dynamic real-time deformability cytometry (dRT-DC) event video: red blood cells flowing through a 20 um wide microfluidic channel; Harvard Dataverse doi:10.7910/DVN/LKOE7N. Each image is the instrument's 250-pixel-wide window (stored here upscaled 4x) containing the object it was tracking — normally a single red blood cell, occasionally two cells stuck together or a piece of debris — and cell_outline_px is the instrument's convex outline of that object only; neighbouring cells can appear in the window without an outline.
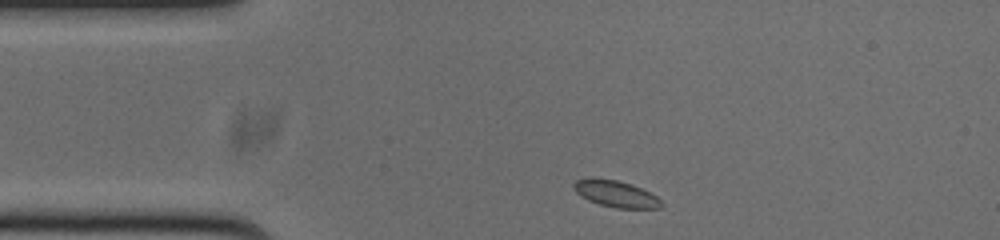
{"species": "common noctule bat (a hibernating species)", "species_latin": "Nyctalus noctula", "temperature_condition": "cold", "stored_images_in_passage": 45, "camera_frame_rate_fps": 3000, "um_per_image_px": 0.085, "animal": {"sex": "male", "body_mass_g": 20.0, "forearm_length_mm": 53.3}, "frame": {"image": 1, "passage_image": 1, "time_ms": 0.0, "image_size_px": [1000, 240], "cell_outline_px": [[664, 204], [660, 208], [616, 208], [600, 204], [588, 200], [580, 196], [572, 188], [572, 184], [576, 180], [616, 180], [632, 184], [656, 196]], "centroid_in_image_um": [52.37, 16.51], "position_along_channel_um": 32.6, "area_um2": 13.12}}
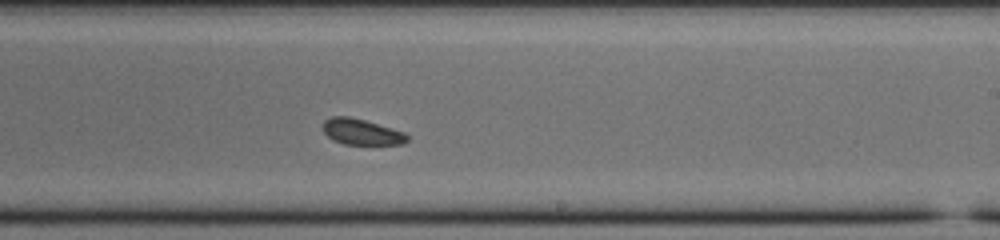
{"frame": {"image": 2, "passage_image": 22, "time_ms": 7.0, "image_size_px": [1000, 240], "cell_outline_px": [[408, 140], [404, 144], [344, 144], [332, 140], [320, 128], [320, 124], [324, 120], [332, 116], [348, 116], [364, 120], [392, 128], [404, 132], [408, 136]], "centroid_in_image_um": [30.67, 11.2], "position_along_channel_um": 258.3, "area_um2": 12.83}}
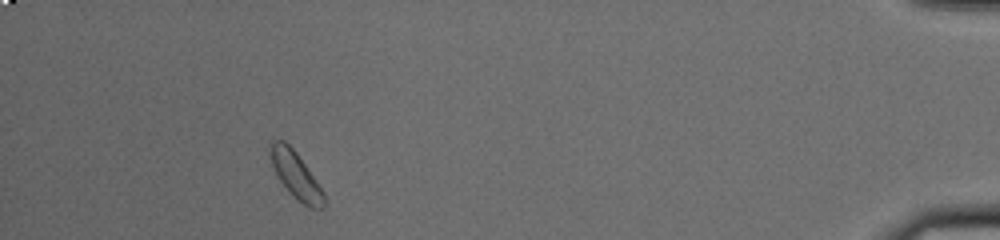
{"frame": {"image": 3, "passage_image": 40, "time_ms": 13.0, "image_size_px": [1000, 240], "cell_outline_px": [[324, 208], [308, 208], [292, 196], [288, 192], [280, 180], [272, 164], [268, 152], [268, 144], [272, 140], [284, 140], [296, 152], [324, 192]], "centroid_in_image_um": [25.11, 14.87], "position_along_channel_um": 410.1, "area_um2": 14.57}, "authors_computed_cell_mechanics": {"area_um2": 13.583, "velocity_mm_per_s": 3.7053, "shape_relaxation_time_tau1_ms": null, "shape_relaxation_time_tau2_ms": 2.0464, "deformation_change_tau1": null, "deformation_change_tau2": 0.0499}}